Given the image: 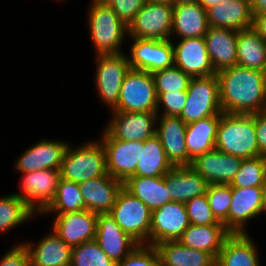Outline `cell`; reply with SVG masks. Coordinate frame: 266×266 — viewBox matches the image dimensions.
Wrapping results in <instances>:
<instances>
[{
	"label": "cell",
	"mask_w": 266,
	"mask_h": 266,
	"mask_svg": "<svg viewBox=\"0 0 266 266\" xmlns=\"http://www.w3.org/2000/svg\"><path fill=\"white\" fill-rule=\"evenodd\" d=\"M217 78L223 113L266 111V72L236 65L218 71Z\"/></svg>",
	"instance_id": "1"
},
{
	"label": "cell",
	"mask_w": 266,
	"mask_h": 266,
	"mask_svg": "<svg viewBox=\"0 0 266 266\" xmlns=\"http://www.w3.org/2000/svg\"><path fill=\"white\" fill-rule=\"evenodd\" d=\"M215 149L243 159L261 156L255 129V114L221 113Z\"/></svg>",
	"instance_id": "2"
},
{
	"label": "cell",
	"mask_w": 266,
	"mask_h": 266,
	"mask_svg": "<svg viewBox=\"0 0 266 266\" xmlns=\"http://www.w3.org/2000/svg\"><path fill=\"white\" fill-rule=\"evenodd\" d=\"M98 140V141H97ZM78 145L68 144L61 165V178L81 183L108 175L106 153L99 139Z\"/></svg>",
	"instance_id": "3"
},
{
	"label": "cell",
	"mask_w": 266,
	"mask_h": 266,
	"mask_svg": "<svg viewBox=\"0 0 266 266\" xmlns=\"http://www.w3.org/2000/svg\"><path fill=\"white\" fill-rule=\"evenodd\" d=\"M87 23L95 55L123 53L121 45L128 35L126 26L108 4L90 3Z\"/></svg>",
	"instance_id": "4"
},
{
	"label": "cell",
	"mask_w": 266,
	"mask_h": 266,
	"mask_svg": "<svg viewBox=\"0 0 266 266\" xmlns=\"http://www.w3.org/2000/svg\"><path fill=\"white\" fill-rule=\"evenodd\" d=\"M109 214L139 244L150 245L152 211L124 187L119 191Z\"/></svg>",
	"instance_id": "5"
},
{
	"label": "cell",
	"mask_w": 266,
	"mask_h": 266,
	"mask_svg": "<svg viewBox=\"0 0 266 266\" xmlns=\"http://www.w3.org/2000/svg\"><path fill=\"white\" fill-rule=\"evenodd\" d=\"M217 74L192 77L187 89V100L180 118L190 124L208 116L221 115Z\"/></svg>",
	"instance_id": "6"
},
{
	"label": "cell",
	"mask_w": 266,
	"mask_h": 266,
	"mask_svg": "<svg viewBox=\"0 0 266 266\" xmlns=\"http://www.w3.org/2000/svg\"><path fill=\"white\" fill-rule=\"evenodd\" d=\"M156 107L152 73L130 69L122 83L118 103L111 111L156 112Z\"/></svg>",
	"instance_id": "7"
},
{
	"label": "cell",
	"mask_w": 266,
	"mask_h": 266,
	"mask_svg": "<svg viewBox=\"0 0 266 266\" xmlns=\"http://www.w3.org/2000/svg\"><path fill=\"white\" fill-rule=\"evenodd\" d=\"M127 56L125 53L95 55V89L110 110L117 105L122 83L131 69Z\"/></svg>",
	"instance_id": "8"
},
{
	"label": "cell",
	"mask_w": 266,
	"mask_h": 266,
	"mask_svg": "<svg viewBox=\"0 0 266 266\" xmlns=\"http://www.w3.org/2000/svg\"><path fill=\"white\" fill-rule=\"evenodd\" d=\"M173 5L146 2L128 25V35L137 39H171Z\"/></svg>",
	"instance_id": "9"
},
{
	"label": "cell",
	"mask_w": 266,
	"mask_h": 266,
	"mask_svg": "<svg viewBox=\"0 0 266 266\" xmlns=\"http://www.w3.org/2000/svg\"><path fill=\"white\" fill-rule=\"evenodd\" d=\"M21 193H14L36 214L41 215L54 200L61 179L60 170L46 169L21 173Z\"/></svg>",
	"instance_id": "10"
},
{
	"label": "cell",
	"mask_w": 266,
	"mask_h": 266,
	"mask_svg": "<svg viewBox=\"0 0 266 266\" xmlns=\"http://www.w3.org/2000/svg\"><path fill=\"white\" fill-rule=\"evenodd\" d=\"M99 139L105 149L108 174L124 183L136 172L144 141L115 139L105 129Z\"/></svg>",
	"instance_id": "11"
},
{
	"label": "cell",
	"mask_w": 266,
	"mask_h": 266,
	"mask_svg": "<svg viewBox=\"0 0 266 266\" xmlns=\"http://www.w3.org/2000/svg\"><path fill=\"white\" fill-rule=\"evenodd\" d=\"M130 39L133 40L128 56L131 69L153 73L174 66L171 39Z\"/></svg>",
	"instance_id": "12"
},
{
	"label": "cell",
	"mask_w": 266,
	"mask_h": 266,
	"mask_svg": "<svg viewBox=\"0 0 266 266\" xmlns=\"http://www.w3.org/2000/svg\"><path fill=\"white\" fill-rule=\"evenodd\" d=\"M105 130L115 139L145 141L156 134V112L112 111Z\"/></svg>",
	"instance_id": "13"
},
{
	"label": "cell",
	"mask_w": 266,
	"mask_h": 266,
	"mask_svg": "<svg viewBox=\"0 0 266 266\" xmlns=\"http://www.w3.org/2000/svg\"><path fill=\"white\" fill-rule=\"evenodd\" d=\"M190 225L185 204L170 202L152 211L150 245L178 240Z\"/></svg>",
	"instance_id": "14"
},
{
	"label": "cell",
	"mask_w": 266,
	"mask_h": 266,
	"mask_svg": "<svg viewBox=\"0 0 266 266\" xmlns=\"http://www.w3.org/2000/svg\"><path fill=\"white\" fill-rule=\"evenodd\" d=\"M232 199L228 211V231L231 234L248 233L247 221L262 214L264 187H231Z\"/></svg>",
	"instance_id": "15"
},
{
	"label": "cell",
	"mask_w": 266,
	"mask_h": 266,
	"mask_svg": "<svg viewBox=\"0 0 266 266\" xmlns=\"http://www.w3.org/2000/svg\"><path fill=\"white\" fill-rule=\"evenodd\" d=\"M174 66L191 77H207L217 74L215 71L204 37L180 39L176 45L172 42Z\"/></svg>",
	"instance_id": "16"
},
{
	"label": "cell",
	"mask_w": 266,
	"mask_h": 266,
	"mask_svg": "<svg viewBox=\"0 0 266 266\" xmlns=\"http://www.w3.org/2000/svg\"><path fill=\"white\" fill-rule=\"evenodd\" d=\"M67 146L68 142L43 138L20 154L14 162L15 168L20 173L46 169L60 170Z\"/></svg>",
	"instance_id": "17"
},
{
	"label": "cell",
	"mask_w": 266,
	"mask_h": 266,
	"mask_svg": "<svg viewBox=\"0 0 266 266\" xmlns=\"http://www.w3.org/2000/svg\"><path fill=\"white\" fill-rule=\"evenodd\" d=\"M243 158L223 153L217 149L196 156L191 164L209 185L230 184L239 171Z\"/></svg>",
	"instance_id": "18"
},
{
	"label": "cell",
	"mask_w": 266,
	"mask_h": 266,
	"mask_svg": "<svg viewBox=\"0 0 266 266\" xmlns=\"http://www.w3.org/2000/svg\"><path fill=\"white\" fill-rule=\"evenodd\" d=\"M98 214L87 209L56 214L52 230L69 246H78L96 238Z\"/></svg>",
	"instance_id": "19"
},
{
	"label": "cell",
	"mask_w": 266,
	"mask_h": 266,
	"mask_svg": "<svg viewBox=\"0 0 266 266\" xmlns=\"http://www.w3.org/2000/svg\"><path fill=\"white\" fill-rule=\"evenodd\" d=\"M156 135L173 166H190L192 159L186 148L185 131L187 124L174 116L158 115Z\"/></svg>",
	"instance_id": "20"
},
{
	"label": "cell",
	"mask_w": 266,
	"mask_h": 266,
	"mask_svg": "<svg viewBox=\"0 0 266 266\" xmlns=\"http://www.w3.org/2000/svg\"><path fill=\"white\" fill-rule=\"evenodd\" d=\"M96 242L115 263L121 262L139 243L124 232L109 214H98Z\"/></svg>",
	"instance_id": "21"
},
{
	"label": "cell",
	"mask_w": 266,
	"mask_h": 266,
	"mask_svg": "<svg viewBox=\"0 0 266 266\" xmlns=\"http://www.w3.org/2000/svg\"><path fill=\"white\" fill-rule=\"evenodd\" d=\"M123 183L108 175L79 183L85 208L97 214H106L113 208Z\"/></svg>",
	"instance_id": "22"
},
{
	"label": "cell",
	"mask_w": 266,
	"mask_h": 266,
	"mask_svg": "<svg viewBox=\"0 0 266 266\" xmlns=\"http://www.w3.org/2000/svg\"><path fill=\"white\" fill-rule=\"evenodd\" d=\"M165 183L169 197L173 202L187 201L204 195L208 182L190 166H174L165 174Z\"/></svg>",
	"instance_id": "23"
},
{
	"label": "cell",
	"mask_w": 266,
	"mask_h": 266,
	"mask_svg": "<svg viewBox=\"0 0 266 266\" xmlns=\"http://www.w3.org/2000/svg\"><path fill=\"white\" fill-rule=\"evenodd\" d=\"M238 31L209 27L204 36L208 55L216 72L237 65Z\"/></svg>",
	"instance_id": "24"
},
{
	"label": "cell",
	"mask_w": 266,
	"mask_h": 266,
	"mask_svg": "<svg viewBox=\"0 0 266 266\" xmlns=\"http://www.w3.org/2000/svg\"><path fill=\"white\" fill-rule=\"evenodd\" d=\"M50 231L52 232H49L36 245L31 242H22L28 251L30 266H70L72 247L53 230Z\"/></svg>",
	"instance_id": "25"
},
{
	"label": "cell",
	"mask_w": 266,
	"mask_h": 266,
	"mask_svg": "<svg viewBox=\"0 0 266 266\" xmlns=\"http://www.w3.org/2000/svg\"><path fill=\"white\" fill-rule=\"evenodd\" d=\"M208 28L207 12L200 3L173 5L171 38L204 37Z\"/></svg>",
	"instance_id": "26"
},
{
	"label": "cell",
	"mask_w": 266,
	"mask_h": 266,
	"mask_svg": "<svg viewBox=\"0 0 266 266\" xmlns=\"http://www.w3.org/2000/svg\"><path fill=\"white\" fill-rule=\"evenodd\" d=\"M209 27L244 30L252 28L253 13L250 0H232L206 9Z\"/></svg>",
	"instance_id": "27"
},
{
	"label": "cell",
	"mask_w": 266,
	"mask_h": 266,
	"mask_svg": "<svg viewBox=\"0 0 266 266\" xmlns=\"http://www.w3.org/2000/svg\"><path fill=\"white\" fill-rule=\"evenodd\" d=\"M255 245L248 233L230 234L216 258V266H261Z\"/></svg>",
	"instance_id": "28"
},
{
	"label": "cell",
	"mask_w": 266,
	"mask_h": 266,
	"mask_svg": "<svg viewBox=\"0 0 266 266\" xmlns=\"http://www.w3.org/2000/svg\"><path fill=\"white\" fill-rule=\"evenodd\" d=\"M230 234L224 224H190L178 241L189 248L207 252L216 259Z\"/></svg>",
	"instance_id": "29"
},
{
	"label": "cell",
	"mask_w": 266,
	"mask_h": 266,
	"mask_svg": "<svg viewBox=\"0 0 266 266\" xmlns=\"http://www.w3.org/2000/svg\"><path fill=\"white\" fill-rule=\"evenodd\" d=\"M123 187L140 199L151 211L172 202L166 188L165 175L159 177L131 176Z\"/></svg>",
	"instance_id": "30"
},
{
	"label": "cell",
	"mask_w": 266,
	"mask_h": 266,
	"mask_svg": "<svg viewBox=\"0 0 266 266\" xmlns=\"http://www.w3.org/2000/svg\"><path fill=\"white\" fill-rule=\"evenodd\" d=\"M155 247L160 266H216L211 254L184 246L178 240L161 242Z\"/></svg>",
	"instance_id": "31"
},
{
	"label": "cell",
	"mask_w": 266,
	"mask_h": 266,
	"mask_svg": "<svg viewBox=\"0 0 266 266\" xmlns=\"http://www.w3.org/2000/svg\"><path fill=\"white\" fill-rule=\"evenodd\" d=\"M219 121L220 115H214L187 124L186 148L192 160L198 155L215 149Z\"/></svg>",
	"instance_id": "32"
},
{
	"label": "cell",
	"mask_w": 266,
	"mask_h": 266,
	"mask_svg": "<svg viewBox=\"0 0 266 266\" xmlns=\"http://www.w3.org/2000/svg\"><path fill=\"white\" fill-rule=\"evenodd\" d=\"M237 66L266 72V41L253 28L238 31Z\"/></svg>",
	"instance_id": "33"
},
{
	"label": "cell",
	"mask_w": 266,
	"mask_h": 266,
	"mask_svg": "<svg viewBox=\"0 0 266 266\" xmlns=\"http://www.w3.org/2000/svg\"><path fill=\"white\" fill-rule=\"evenodd\" d=\"M172 167L160 139L155 134L144 141L140 160L133 176L159 177L164 176Z\"/></svg>",
	"instance_id": "34"
},
{
	"label": "cell",
	"mask_w": 266,
	"mask_h": 266,
	"mask_svg": "<svg viewBox=\"0 0 266 266\" xmlns=\"http://www.w3.org/2000/svg\"><path fill=\"white\" fill-rule=\"evenodd\" d=\"M79 183L60 179L57 194L47 209L41 214H66L85 210Z\"/></svg>",
	"instance_id": "35"
},
{
	"label": "cell",
	"mask_w": 266,
	"mask_h": 266,
	"mask_svg": "<svg viewBox=\"0 0 266 266\" xmlns=\"http://www.w3.org/2000/svg\"><path fill=\"white\" fill-rule=\"evenodd\" d=\"M36 214L15 194L0 197V233H7Z\"/></svg>",
	"instance_id": "36"
},
{
	"label": "cell",
	"mask_w": 266,
	"mask_h": 266,
	"mask_svg": "<svg viewBox=\"0 0 266 266\" xmlns=\"http://www.w3.org/2000/svg\"><path fill=\"white\" fill-rule=\"evenodd\" d=\"M266 184V156L243 159L231 187H264Z\"/></svg>",
	"instance_id": "37"
},
{
	"label": "cell",
	"mask_w": 266,
	"mask_h": 266,
	"mask_svg": "<svg viewBox=\"0 0 266 266\" xmlns=\"http://www.w3.org/2000/svg\"><path fill=\"white\" fill-rule=\"evenodd\" d=\"M70 266H116V263L94 239L72 247Z\"/></svg>",
	"instance_id": "38"
},
{
	"label": "cell",
	"mask_w": 266,
	"mask_h": 266,
	"mask_svg": "<svg viewBox=\"0 0 266 266\" xmlns=\"http://www.w3.org/2000/svg\"><path fill=\"white\" fill-rule=\"evenodd\" d=\"M156 93L187 91L192 77L180 68L172 66L152 73Z\"/></svg>",
	"instance_id": "39"
},
{
	"label": "cell",
	"mask_w": 266,
	"mask_h": 266,
	"mask_svg": "<svg viewBox=\"0 0 266 266\" xmlns=\"http://www.w3.org/2000/svg\"><path fill=\"white\" fill-rule=\"evenodd\" d=\"M206 196L214 215L228 230V211L232 199L231 186L229 184L209 185Z\"/></svg>",
	"instance_id": "40"
},
{
	"label": "cell",
	"mask_w": 266,
	"mask_h": 266,
	"mask_svg": "<svg viewBox=\"0 0 266 266\" xmlns=\"http://www.w3.org/2000/svg\"><path fill=\"white\" fill-rule=\"evenodd\" d=\"M186 212L190 224L210 225L223 224L211 210L206 194L195 197L185 203Z\"/></svg>",
	"instance_id": "41"
},
{
	"label": "cell",
	"mask_w": 266,
	"mask_h": 266,
	"mask_svg": "<svg viewBox=\"0 0 266 266\" xmlns=\"http://www.w3.org/2000/svg\"><path fill=\"white\" fill-rule=\"evenodd\" d=\"M116 266H160V257L155 246L139 244Z\"/></svg>",
	"instance_id": "42"
},
{
	"label": "cell",
	"mask_w": 266,
	"mask_h": 266,
	"mask_svg": "<svg viewBox=\"0 0 266 266\" xmlns=\"http://www.w3.org/2000/svg\"><path fill=\"white\" fill-rule=\"evenodd\" d=\"M157 94V115L179 117L187 100V91H177ZM160 108L163 109L159 114Z\"/></svg>",
	"instance_id": "43"
},
{
	"label": "cell",
	"mask_w": 266,
	"mask_h": 266,
	"mask_svg": "<svg viewBox=\"0 0 266 266\" xmlns=\"http://www.w3.org/2000/svg\"><path fill=\"white\" fill-rule=\"evenodd\" d=\"M146 0H111L108 5L115 11L120 20L128 26Z\"/></svg>",
	"instance_id": "44"
},
{
	"label": "cell",
	"mask_w": 266,
	"mask_h": 266,
	"mask_svg": "<svg viewBox=\"0 0 266 266\" xmlns=\"http://www.w3.org/2000/svg\"><path fill=\"white\" fill-rule=\"evenodd\" d=\"M0 259V266H30V257L22 243L14 245Z\"/></svg>",
	"instance_id": "45"
},
{
	"label": "cell",
	"mask_w": 266,
	"mask_h": 266,
	"mask_svg": "<svg viewBox=\"0 0 266 266\" xmlns=\"http://www.w3.org/2000/svg\"><path fill=\"white\" fill-rule=\"evenodd\" d=\"M255 129L259 152L266 156V111L255 113Z\"/></svg>",
	"instance_id": "46"
},
{
	"label": "cell",
	"mask_w": 266,
	"mask_h": 266,
	"mask_svg": "<svg viewBox=\"0 0 266 266\" xmlns=\"http://www.w3.org/2000/svg\"><path fill=\"white\" fill-rule=\"evenodd\" d=\"M252 28L266 41V12L253 14Z\"/></svg>",
	"instance_id": "47"
},
{
	"label": "cell",
	"mask_w": 266,
	"mask_h": 266,
	"mask_svg": "<svg viewBox=\"0 0 266 266\" xmlns=\"http://www.w3.org/2000/svg\"><path fill=\"white\" fill-rule=\"evenodd\" d=\"M253 14L266 12V0H250Z\"/></svg>",
	"instance_id": "48"
},
{
	"label": "cell",
	"mask_w": 266,
	"mask_h": 266,
	"mask_svg": "<svg viewBox=\"0 0 266 266\" xmlns=\"http://www.w3.org/2000/svg\"><path fill=\"white\" fill-rule=\"evenodd\" d=\"M232 0H198V3H200L205 9L210 8L211 6L221 4V3H227Z\"/></svg>",
	"instance_id": "49"
},
{
	"label": "cell",
	"mask_w": 266,
	"mask_h": 266,
	"mask_svg": "<svg viewBox=\"0 0 266 266\" xmlns=\"http://www.w3.org/2000/svg\"><path fill=\"white\" fill-rule=\"evenodd\" d=\"M146 2L167 3L175 5V0H146Z\"/></svg>",
	"instance_id": "50"
},
{
	"label": "cell",
	"mask_w": 266,
	"mask_h": 266,
	"mask_svg": "<svg viewBox=\"0 0 266 266\" xmlns=\"http://www.w3.org/2000/svg\"><path fill=\"white\" fill-rule=\"evenodd\" d=\"M195 2H198V0H175V5L195 3Z\"/></svg>",
	"instance_id": "51"
},
{
	"label": "cell",
	"mask_w": 266,
	"mask_h": 266,
	"mask_svg": "<svg viewBox=\"0 0 266 266\" xmlns=\"http://www.w3.org/2000/svg\"><path fill=\"white\" fill-rule=\"evenodd\" d=\"M262 213H266V184L264 186V199H263V208H262Z\"/></svg>",
	"instance_id": "52"
},
{
	"label": "cell",
	"mask_w": 266,
	"mask_h": 266,
	"mask_svg": "<svg viewBox=\"0 0 266 266\" xmlns=\"http://www.w3.org/2000/svg\"><path fill=\"white\" fill-rule=\"evenodd\" d=\"M111 0H92L91 3L95 4H108Z\"/></svg>",
	"instance_id": "53"
}]
</instances>
